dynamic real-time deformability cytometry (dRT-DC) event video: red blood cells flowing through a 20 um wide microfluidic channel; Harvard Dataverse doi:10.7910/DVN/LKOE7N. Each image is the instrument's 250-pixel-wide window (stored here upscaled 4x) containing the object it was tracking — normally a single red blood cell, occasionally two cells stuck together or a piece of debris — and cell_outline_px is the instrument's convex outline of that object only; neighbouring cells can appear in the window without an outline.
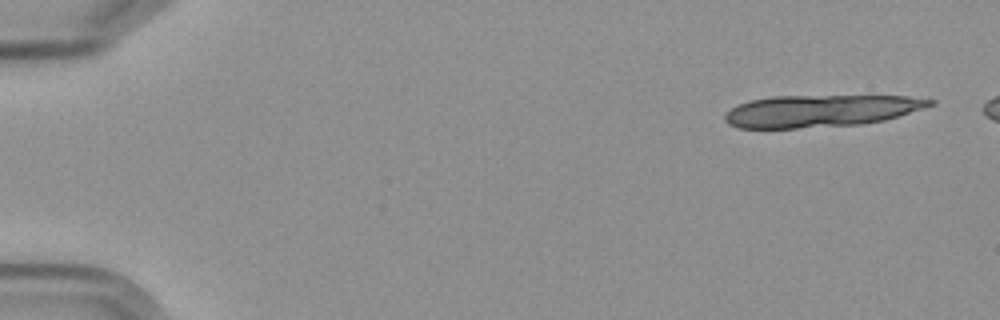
{"species": "Egyptian fruit bat (a non-hibernating species)", "species_latin": "Rousettus aegyptiacus", "temperature_condition": "cold", "stored_images_in_passage": 15, "segment_of_instrument_passage": [1, 2], "camera_frame_rate_fps": 3000, "um_per_image_px": 0.085, "frame": {"image": 1, "passage_image": 1, "time_ms": 0.0, "image_size_px": [1000, 320], "cell_outline_px": [[936, 104], [924, 108], [884, 120], [864, 124], [796, 128], [736, 128], [728, 124], [724, 120], [724, 116], [732, 108], [740, 104], [752, 100], [772, 96], [908, 96], [936, 100]], "centroid_in_image_um": [69.78, 9.42], "position_along_channel_um": 15.2, "area_um2": 38.21}}